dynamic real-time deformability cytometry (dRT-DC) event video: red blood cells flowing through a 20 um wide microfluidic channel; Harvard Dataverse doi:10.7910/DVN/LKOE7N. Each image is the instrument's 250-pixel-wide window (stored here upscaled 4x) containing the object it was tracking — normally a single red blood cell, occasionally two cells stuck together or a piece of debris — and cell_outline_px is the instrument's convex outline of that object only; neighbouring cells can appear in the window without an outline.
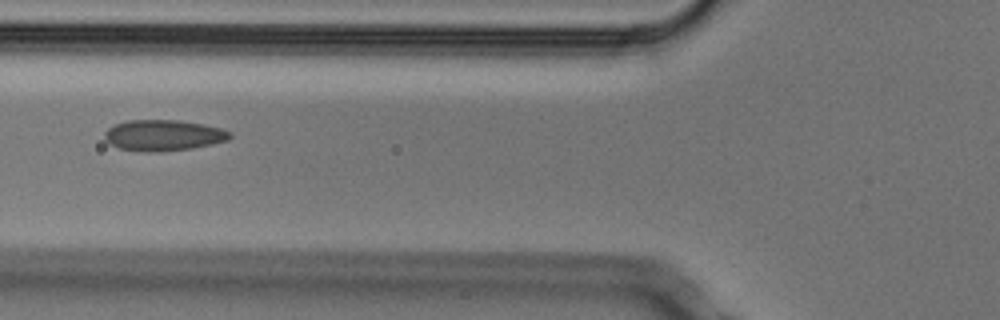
{"species": "Egyptian fruit bat (a non-hibernating species)", "species_latin": "Rousettus aegyptiacus", "temperature_condition": "cold", "stored_images_in_passage": 9, "camera_frame_rate_fps": 3000, "um_per_image_px": 0.085, "animal": {"sex": "male"}, "frame": {"image": 1, "passage_image": 6, "time_ms": 1.667, "image_size_px": [1000, 320], "cell_outline_px": [[232, 136], [228, 140], [212, 144], [192, 148], [160, 152], [144, 152], [120, 148], [108, 144], [104, 140], [104, 132], [108, 128], [116, 124], [128, 120], [176, 120], [204, 124], [220, 128], [232, 132]], "centroid_in_image_um": [13.87, 11.51], "position_along_channel_um": 111.9, "area_um2": 22.77}}
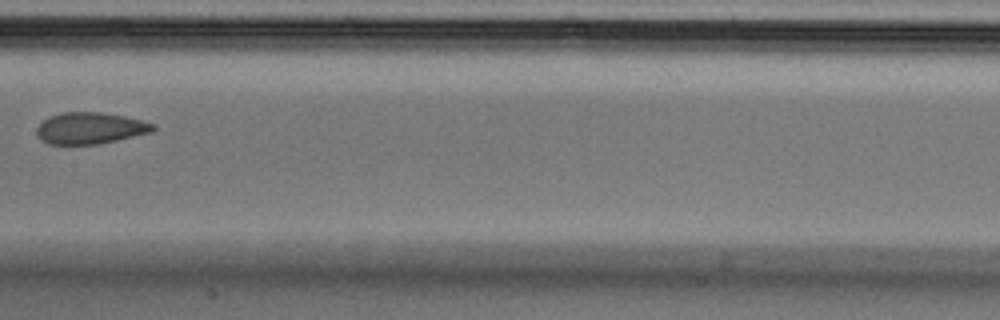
{"frame": {"image": 2, "passage_image": 8, "time_ms": 2.333, "image_size_px": [1000, 320], "cell_outline_px": [[156, 128], [152, 132], [100, 144], [48, 144], [40, 140], [36, 132], [36, 128], [48, 116], [60, 112], [100, 112], [124, 116], [156, 124]], "centroid_in_image_um": [7.65, 10.89], "position_along_channel_um": 199.7, "area_um2": 21.5}}
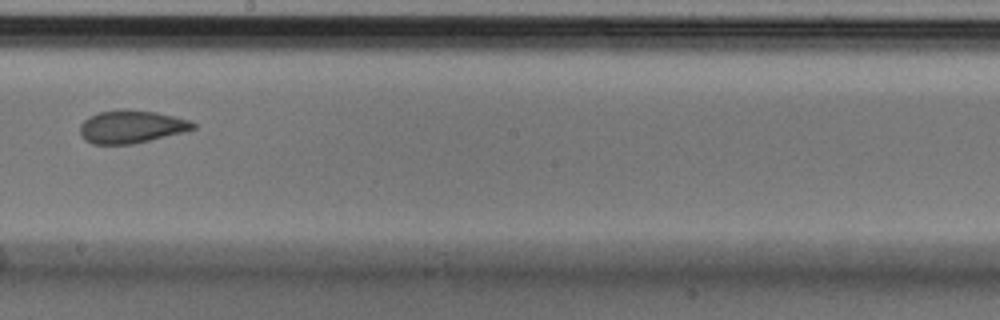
{"frame": {"image": 3, "passage_image": 9, "time_ms": 2.667, "image_size_px": [1000, 320], "cell_outline_px": [[196, 128], [184, 132], [132, 144], [92, 144], [84, 140], [80, 132], [80, 124], [88, 116], [100, 112], [156, 112], [176, 116], [192, 120], [196, 124]], "centroid_in_image_um": [11.19, 10.81], "position_along_channel_um": 237.0, "area_um2": 21.1}}